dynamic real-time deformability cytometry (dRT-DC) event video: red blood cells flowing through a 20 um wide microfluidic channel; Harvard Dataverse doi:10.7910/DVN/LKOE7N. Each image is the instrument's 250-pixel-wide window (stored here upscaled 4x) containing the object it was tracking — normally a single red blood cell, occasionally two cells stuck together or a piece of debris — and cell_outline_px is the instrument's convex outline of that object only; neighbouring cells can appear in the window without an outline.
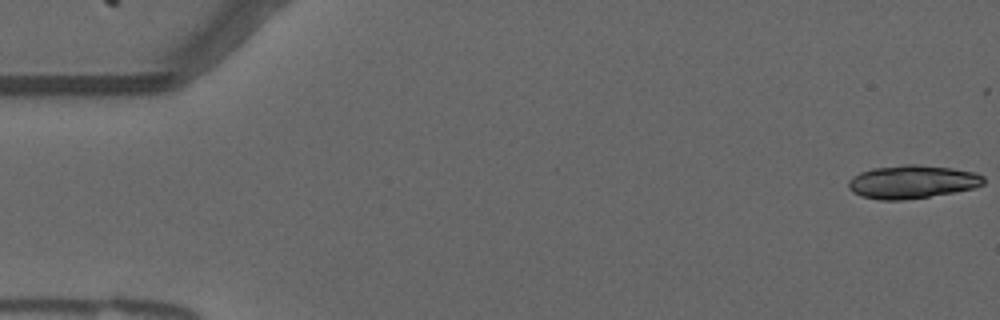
{"species": "common noctule bat (a hibernating species)", "species_latin": "Nyctalus noctula", "temperature_condition": "warm", "stored_images_in_passage": 4, "camera_frame_rate_fps": 3000, "um_per_image_px": 0.085, "animal": {"sex": "male", "forearm_length_mm": 52.5}, "frame": {"image": 1, "passage_image": 1, "time_ms": 0.0, "image_size_px": [1000, 320], "cell_outline_px": [[984, 184], [972, 188], [952, 192], [928, 196], [900, 200], [880, 200], [860, 196], [852, 192], [848, 188], [848, 180], [852, 176], [860, 172], [872, 168], [904, 164], [916, 164], [952, 168], [976, 172], [984, 176]], "centroid_in_image_um": [77.49, 15.44], "position_along_channel_um": 7.5, "area_um2": 26.24}}